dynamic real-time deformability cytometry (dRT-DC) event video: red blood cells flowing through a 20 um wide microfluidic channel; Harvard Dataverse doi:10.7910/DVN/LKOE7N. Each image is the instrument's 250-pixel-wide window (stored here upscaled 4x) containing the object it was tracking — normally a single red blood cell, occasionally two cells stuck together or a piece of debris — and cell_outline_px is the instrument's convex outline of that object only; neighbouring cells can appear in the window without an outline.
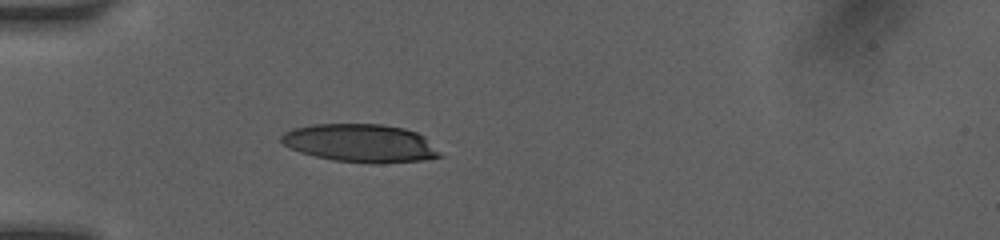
{"species": "human", "species_latin": "Homo sapiens", "temperature_condition": "room temperature", "stored_images_in_passage": 11, "camera_frame_rate_fps": 3000, "um_per_image_px": 0.085, "donor": {"sex": "female"}, "frame": {"image": 1, "passage_image": 10, "time_ms": 1.667, "image_size_px": [1000, 240], "cell_outline_px": [[444, 156], [420, 160], [376, 164], [332, 160], [300, 152], [284, 144], [280, 140], [280, 136], [284, 132], [292, 128], [312, 124], [380, 124], [404, 128], [416, 132], [424, 136]], "centroid_in_image_um": [30.63, 12.16], "position_along_channel_um": 54.4, "area_um2": 35.2}}